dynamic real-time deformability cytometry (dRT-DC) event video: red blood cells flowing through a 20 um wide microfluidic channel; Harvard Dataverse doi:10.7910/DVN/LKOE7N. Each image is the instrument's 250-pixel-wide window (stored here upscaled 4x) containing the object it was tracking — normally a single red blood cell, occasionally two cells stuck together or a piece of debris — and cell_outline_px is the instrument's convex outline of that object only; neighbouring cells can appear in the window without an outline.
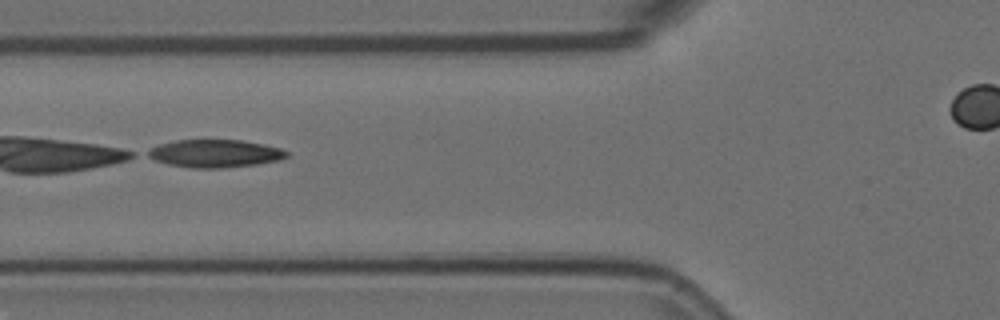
{"species": "Egyptian fruit bat (a non-hibernating species)", "species_latin": "Rousettus aegyptiacus", "temperature_condition": "room temperature", "stored_images_in_passage": 8, "camera_frame_rate_fps": 3000, "um_per_image_px": 0.085, "animal": {"sex": "female"}, "frame": {"image": 1, "passage_image": 3, "time_ms": 0.667, "image_size_px": [1000, 320], "cell_outline_px": [[288, 156], [280, 160], [256, 164], [220, 168], [188, 168], [168, 164], [156, 160], [148, 156], [144, 152], [160, 144], [176, 140], [240, 140], [264, 144], [280, 148], [288, 152]], "centroid_in_image_um": [18.27, 13.05], "position_along_channel_um": 107.5, "area_um2": 22.43}}
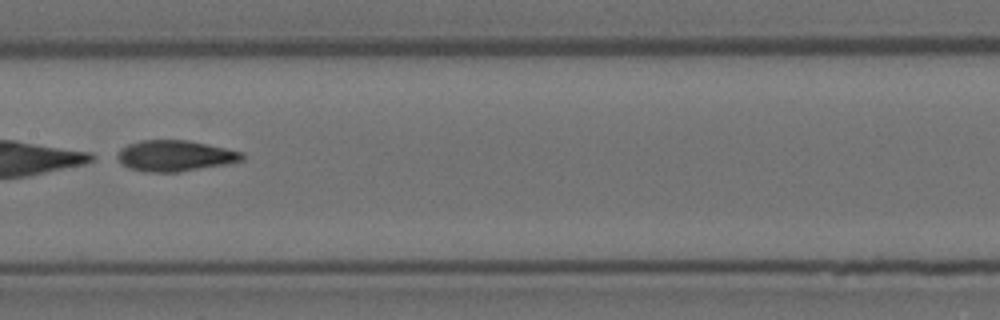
{"frame": {"image": 2, "passage_image": 5, "time_ms": 1.333, "image_size_px": [1000, 320], "cell_outline_px": [[244, 160], [224, 164], [176, 172], [144, 172], [128, 168], [112, 156], [120, 148], [128, 144], [140, 140], [188, 140], [208, 144], [244, 152]], "centroid_in_image_um": [14.8, 13.23], "position_along_channel_um": 192.6, "area_um2": 22.72}}
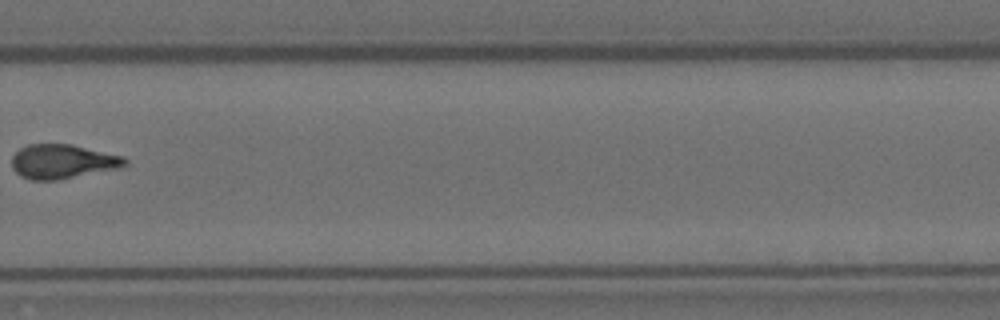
{"frame": {"image": 3, "passage_image": 8, "time_ms": 2.333, "image_size_px": [1000, 320], "cell_outline_px": [[128, 164], [116, 168], [56, 180], [32, 180], [20, 176], [12, 168], [12, 156], [20, 148], [28, 144], [72, 144], [124, 156], [128, 160]], "centroid_in_image_um": [5.3, 13.71], "position_along_channel_um": 324.5, "area_um2": 22.48}}